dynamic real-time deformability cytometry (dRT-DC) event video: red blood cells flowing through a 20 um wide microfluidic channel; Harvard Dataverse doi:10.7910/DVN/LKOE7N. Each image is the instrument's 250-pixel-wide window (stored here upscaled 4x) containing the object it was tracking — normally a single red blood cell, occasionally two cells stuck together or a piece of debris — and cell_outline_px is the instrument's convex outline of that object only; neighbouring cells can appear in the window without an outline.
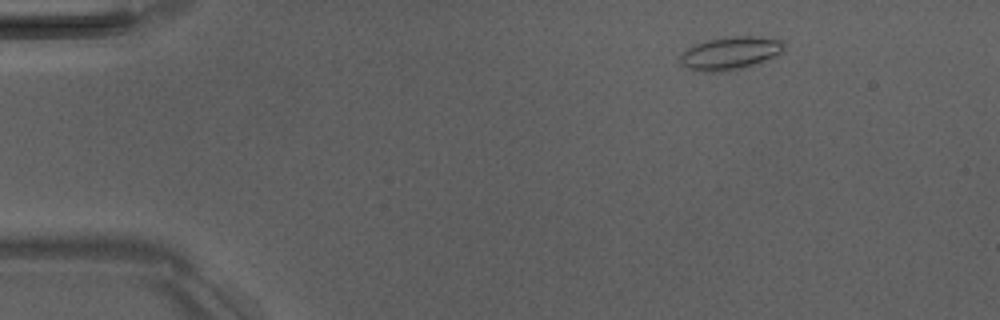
{"species": "Egyptian fruit bat (a non-hibernating species)", "species_latin": "Rousettus aegyptiacus", "temperature_condition": "room temperature", "stored_images_in_passage": 3, "camera_frame_rate_fps": 3000, "um_per_image_px": 0.085, "animal": {"sex": "male"}, "frame": {"image": 1, "passage_image": 1, "time_ms": 0.0, "image_size_px": [1000, 320], "cell_outline_px": [[784, 48], [780, 52], [764, 60], [740, 68], [724, 72], [692, 72], [680, 64], [680, 52], [692, 44], [708, 40], [732, 36], [760, 36], [780, 40], [784, 44]], "centroid_in_image_um": [61.94, 4.53], "position_along_channel_um": 23.1, "area_um2": 20.06}}